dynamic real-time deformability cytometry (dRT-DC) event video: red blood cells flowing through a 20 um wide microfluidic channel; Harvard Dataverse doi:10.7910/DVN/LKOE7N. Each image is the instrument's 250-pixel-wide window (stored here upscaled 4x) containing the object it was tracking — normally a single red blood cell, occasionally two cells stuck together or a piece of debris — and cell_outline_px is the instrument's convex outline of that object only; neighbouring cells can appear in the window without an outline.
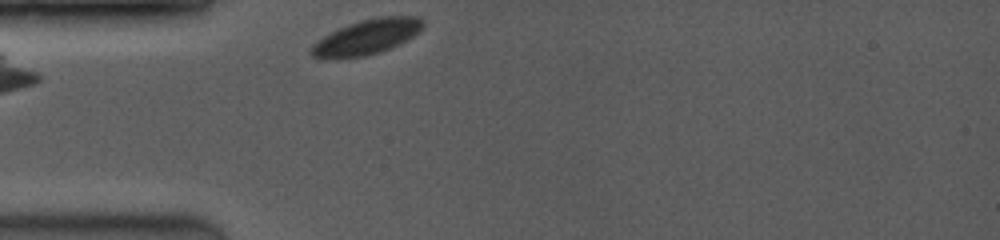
{"species": "common noctule bat (a hibernating species)", "species_latin": "Nyctalus noctula", "temperature_condition": "room temperature", "stored_images_in_passage": 2, "camera_frame_rate_fps": 3500, "um_per_image_px": 0.085, "animal": {"sex": "female", "body_mass_g": 19.0, "forearm_length_mm": 53.3}, "frame": {"image": 1, "passage_image": 2, "time_ms": 0.857, "image_size_px": [1000, 240], "cell_outline_px": [[424, 24], [420, 32], [380, 52], [364, 56], [336, 60], [324, 60], [312, 56], [308, 52], [324, 36], [348, 24], [360, 20], [380, 16], [420, 16], [424, 20]], "centroid_in_image_um": [31.16, 3.16], "position_along_channel_um": 53.8, "area_um2": 22.77}}